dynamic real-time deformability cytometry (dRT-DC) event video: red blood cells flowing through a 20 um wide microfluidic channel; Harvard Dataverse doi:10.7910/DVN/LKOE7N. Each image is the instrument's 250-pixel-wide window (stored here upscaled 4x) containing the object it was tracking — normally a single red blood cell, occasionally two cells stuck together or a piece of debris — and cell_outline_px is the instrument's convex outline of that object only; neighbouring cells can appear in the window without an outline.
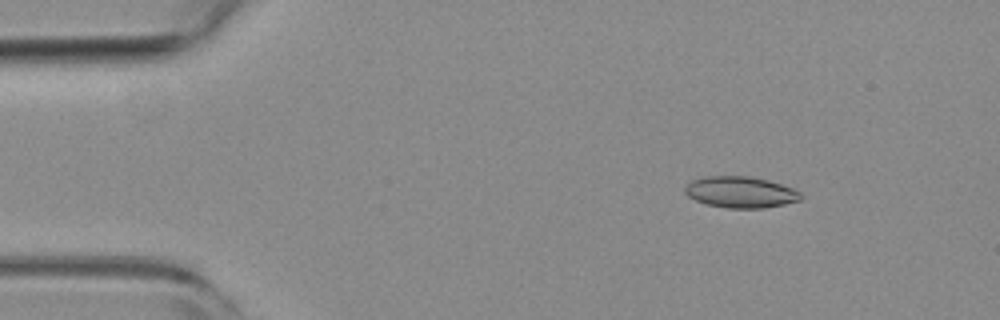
{"species": "common noctule bat (a hibernating species)", "species_latin": "Nyctalus noctula", "temperature_condition": "room temperature", "stored_images_in_passage": 47, "camera_frame_rate_fps": 3000, "um_per_image_px": 0.085, "animal": {"sex": "female", "body_mass_g": 19.3, "forearm_length_mm": 54.1}, "frame": {"image": 1, "passage_image": 1, "time_ms": 0.0, "image_size_px": [1000, 320], "cell_outline_px": [[804, 196], [800, 200], [784, 204], [764, 208], [728, 208], [704, 204], [688, 196], [684, 192], [684, 188], [688, 180], [704, 176], [748, 176], [768, 180], [792, 188], [800, 192]], "centroid_in_image_um": [62.9, 16.33], "position_along_channel_um": 22.1, "area_um2": 21.33}}
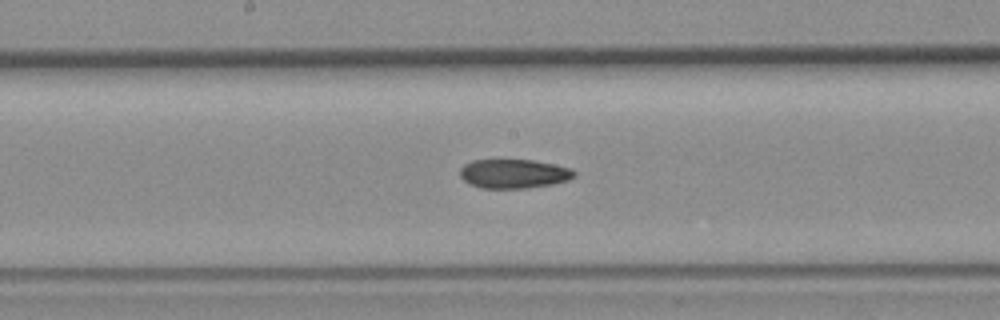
{"frame": {"image": 2, "passage_image": 21, "time_ms": 6.667, "image_size_px": [1000, 320], "cell_outline_px": [[576, 176], [568, 180], [552, 184], [524, 188], [480, 188], [468, 184], [460, 176], [460, 168], [464, 164], [472, 160], [532, 160], [572, 168], [576, 172]], "centroid_in_image_um": [43.66, 14.77], "position_along_channel_um": 204.5, "area_um2": 19.42}}
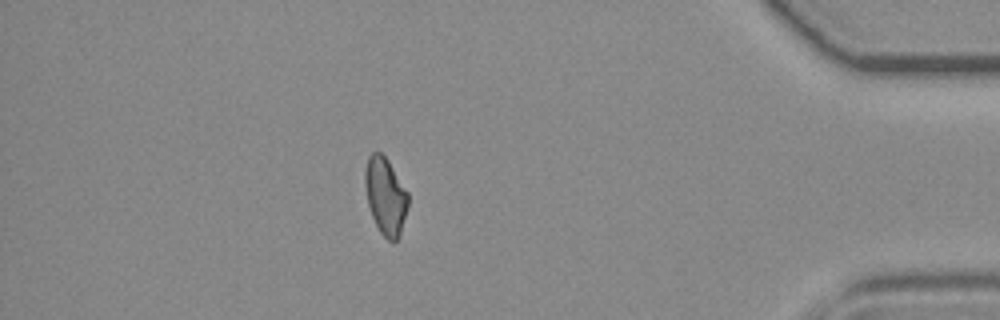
{"frame": {"image": 3, "passage_image": 40, "time_ms": 13.0, "image_size_px": [1000, 320], "cell_outline_px": [[408, 208], [400, 236], [396, 240], [388, 240], [380, 232], [372, 216], [368, 204], [364, 184], [364, 172], [368, 156], [372, 152], [380, 152], [388, 160], [408, 192]], "centroid_in_image_um": [32.77, 16.65], "position_along_channel_um": 402.4, "area_um2": 19.42}, "authors_computed_cell_mechanics": {"area_um2": 20.0566, "velocity_mm_per_s": 3.8808, "shape_relaxation_time_tau1_ms": null, "shape_relaxation_time_tau2_ms": 6.3172, "deformation_change_tau1": null, "deformation_change_tau2": 0.1233}}